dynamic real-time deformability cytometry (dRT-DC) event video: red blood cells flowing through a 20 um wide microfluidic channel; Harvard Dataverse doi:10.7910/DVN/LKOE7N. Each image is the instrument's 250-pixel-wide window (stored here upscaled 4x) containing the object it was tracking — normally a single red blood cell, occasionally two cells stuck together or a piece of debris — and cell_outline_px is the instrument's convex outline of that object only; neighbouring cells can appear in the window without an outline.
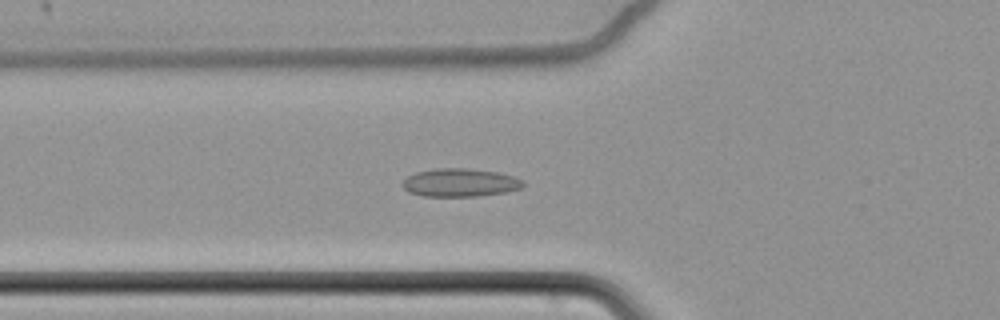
{"species": "common noctule bat (a hibernating species)", "species_latin": "Nyctalus noctula", "temperature_condition": "cold", "stored_images_in_passage": 7, "camera_frame_rate_fps": 3000, "um_per_image_px": 0.085, "animal": {"sex": "female", "body_mass_g": 22.7, "forearm_length_mm": 54.2}, "frame": {"image": 1, "passage_image": 7, "time_ms": 2.0, "image_size_px": [1000, 320], "cell_outline_px": [[524, 188], [504, 192], [476, 196], [424, 196], [408, 192], [400, 184], [408, 176], [416, 172], [436, 168], [468, 168], [496, 172], [516, 176], [524, 180]], "centroid_in_image_um": [39.12, 15.52], "position_along_channel_um": 86.7, "area_um2": 19.94}}